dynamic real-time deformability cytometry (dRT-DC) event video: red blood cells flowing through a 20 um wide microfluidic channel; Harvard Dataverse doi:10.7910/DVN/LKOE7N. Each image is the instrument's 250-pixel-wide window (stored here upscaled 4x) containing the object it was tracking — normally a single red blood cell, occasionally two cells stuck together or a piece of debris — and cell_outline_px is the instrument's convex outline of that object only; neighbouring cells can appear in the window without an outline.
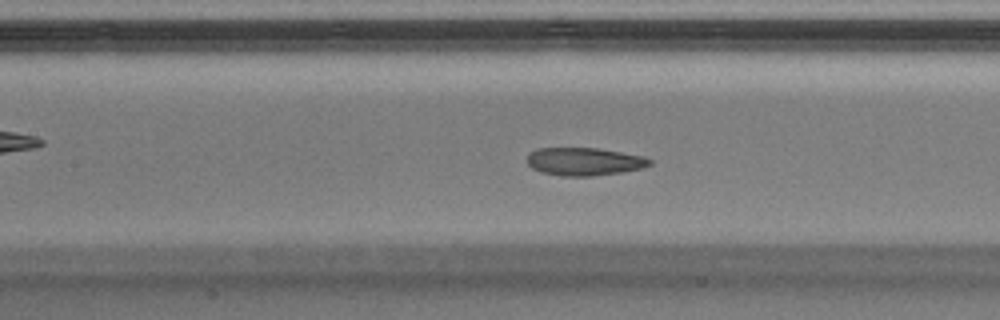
{"species": "Egyptian fruit bat (a non-hibernating species)", "species_latin": "Rousettus aegyptiacus", "temperature_condition": "warm", "stored_images_in_passage": 50, "camera_frame_rate_fps": 3000, "um_per_image_px": 0.085, "animal": {"sex": "male"}, "frame": {"image": 1, "passage_image": 22, "time_ms": 7.0, "image_size_px": [1000, 320], "cell_outline_px": [[652, 164], [644, 168], [620, 172], [592, 176], [560, 176], [540, 172], [532, 168], [528, 164], [528, 152], [536, 148], [596, 148], [644, 156], [652, 160]], "centroid_in_image_um": [49.65, 13.73], "position_along_channel_um": 157.7, "area_um2": 20.06}, "authors_computed_cell_mechanics": {"area_um2": 21.1548, "velocity_mm_per_s": 4.07, "shape_relaxation_time_tau1_ms": null, "shape_relaxation_time_tau2_ms": 2.6822, "deformation_change_tau1": null, "deformation_change_tau2": 0.0856}}